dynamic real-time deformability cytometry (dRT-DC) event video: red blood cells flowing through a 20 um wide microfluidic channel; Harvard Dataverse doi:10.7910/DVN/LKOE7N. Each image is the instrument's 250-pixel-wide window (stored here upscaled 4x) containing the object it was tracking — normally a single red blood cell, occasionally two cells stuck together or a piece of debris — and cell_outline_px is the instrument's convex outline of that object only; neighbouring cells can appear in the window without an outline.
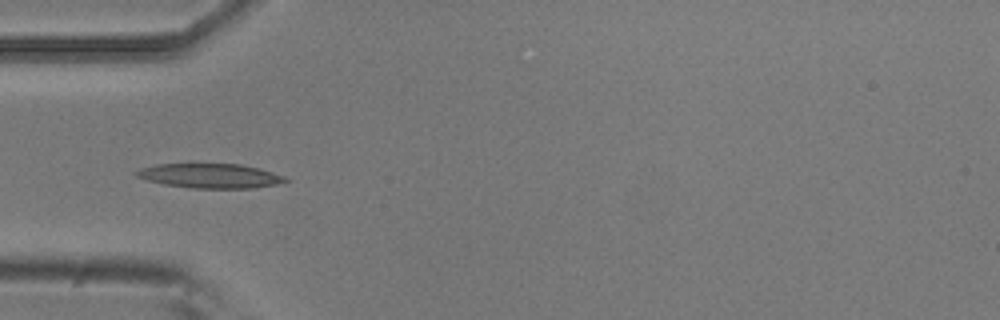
{"species": "common noctule bat (a hibernating species)", "species_latin": "Nyctalus noctula", "temperature_condition": "room temperature", "stored_images_in_passage": 8, "camera_frame_rate_fps": 3000, "um_per_image_px": 0.085, "animal": {"sex": "male", "body_mass_g": 20.5, "forearm_length_mm": 52.5}, "frame": {"image": 1, "passage_image": 5, "time_ms": 1.333, "image_size_px": [1000, 320], "cell_outline_px": [[288, 180], [276, 184], [252, 188], [192, 188], [164, 184], [148, 180], [136, 176], [132, 172], [140, 168], [156, 164], [240, 164], [272, 172], [284, 176]], "centroid_in_image_um": [17.8, 14.94], "position_along_channel_um": 67.2, "area_um2": 21.04}}
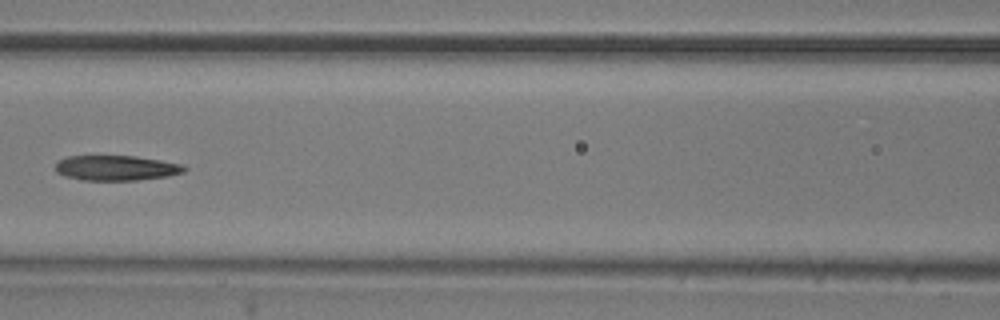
{"frame": {"image": 2, "passage_image": 7, "time_ms": 2.0, "image_size_px": [1000, 320], "cell_outline_px": [[188, 168], [184, 172], [168, 176], [136, 180], [80, 180], [64, 176], [56, 172], [56, 164], [60, 160], [68, 156], [136, 156], [184, 164]], "centroid_in_image_um": [9.9, 14.28], "position_along_channel_um": 156.7, "area_um2": 18.9}}
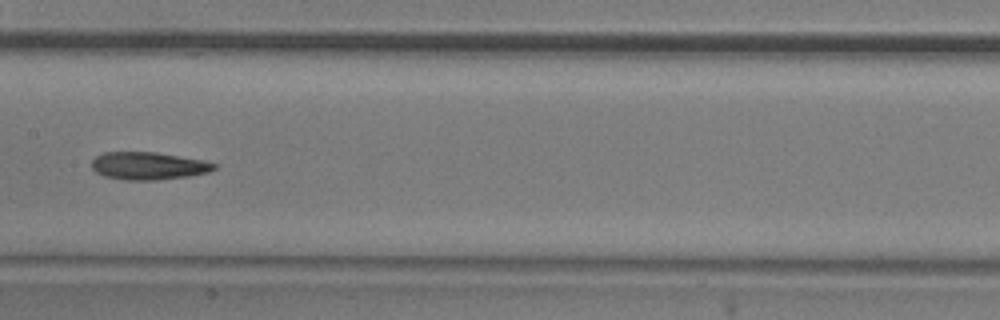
{"frame": {"image": 3, "passage_image": 8, "time_ms": 2.333, "image_size_px": [1000, 320], "cell_outline_px": [[216, 168], [208, 172], [188, 176], [156, 180], [124, 180], [104, 176], [96, 172], [92, 168], [92, 160], [96, 156], [104, 152], [156, 152], [204, 160], [216, 164]], "centroid_in_image_um": [12.6, 14.09], "position_along_channel_um": 194.8, "area_um2": 19.71}}